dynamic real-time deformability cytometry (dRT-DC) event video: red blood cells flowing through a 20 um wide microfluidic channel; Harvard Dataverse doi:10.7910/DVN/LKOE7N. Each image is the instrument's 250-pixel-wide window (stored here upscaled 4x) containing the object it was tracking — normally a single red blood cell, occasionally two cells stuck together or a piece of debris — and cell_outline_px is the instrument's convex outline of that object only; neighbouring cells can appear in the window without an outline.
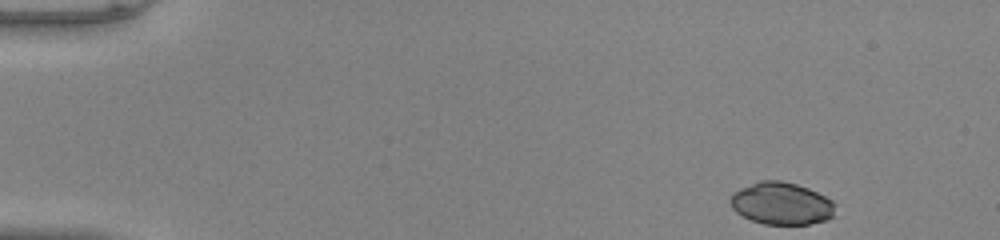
{"species": "common noctule bat (a hibernating species)", "species_latin": "Nyctalus noctula", "temperature_condition": "warm", "stored_images_in_passage": 47, "camera_frame_rate_fps": 3000, "um_per_image_px": 0.085, "animal": {"sex": "male", "body_mass_g": 20.0, "forearm_length_mm": 53.3}, "frame": {"image": 1, "passage_image": 1, "time_ms": 0.0, "image_size_px": [1000, 240], "cell_outline_px": [[836, 204], [832, 216], [828, 220], [808, 224], [764, 224], [752, 220], [736, 212], [732, 208], [728, 200], [732, 192], [740, 188], [760, 180], [780, 180], [796, 184], [808, 188], [832, 200]], "centroid_in_image_um": [66.4, 17.29], "position_along_channel_um": 18.6, "area_um2": 25.95}}
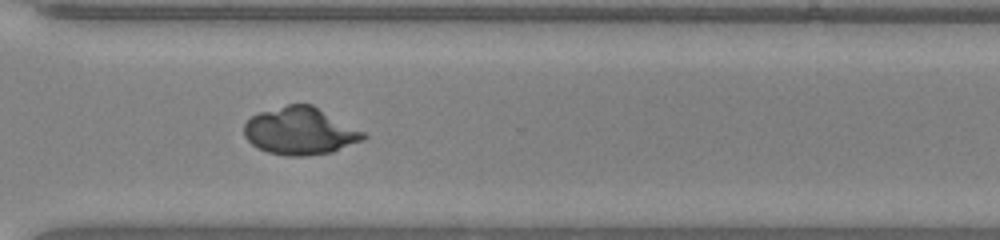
{"frame": {"image": 2, "passage_image": 34, "time_ms": 11.0, "image_size_px": [1000, 240], "cell_outline_px": [[368, 136], [364, 140], [332, 152], [304, 156], [284, 156], [268, 152], [256, 148], [244, 136], [244, 124], [252, 116], [260, 112], [288, 104], [312, 104], [364, 132]], "centroid_in_image_um": [25.5, 11.15], "position_along_channel_um": 345.1, "area_um2": 32.95}}
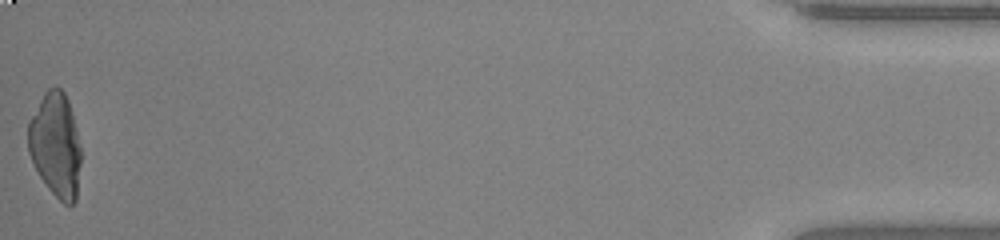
{"frame": {"image": 3, "passage_image": 47, "time_ms": 15.333, "image_size_px": [1000, 240], "cell_outline_px": [[80, 164], [76, 200], [72, 204], [64, 204], [48, 188], [40, 176], [28, 152], [28, 120], [44, 92], [48, 88], [60, 88], [64, 92], [68, 100], [80, 148]], "centroid_in_image_um": [4.7, 12.31], "position_along_channel_um": 430.5, "area_um2": 31.67}}